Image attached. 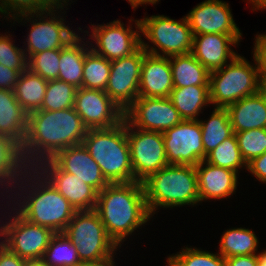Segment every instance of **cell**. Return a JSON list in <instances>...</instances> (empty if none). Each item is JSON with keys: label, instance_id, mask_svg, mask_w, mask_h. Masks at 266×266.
Listing matches in <instances>:
<instances>
[{"label": "cell", "instance_id": "6da1fadb", "mask_svg": "<svg viewBox=\"0 0 266 266\" xmlns=\"http://www.w3.org/2000/svg\"><path fill=\"white\" fill-rule=\"evenodd\" d=\"M87 128L74 107L28 114V127L21 154L28 167L52 159L65 148L82 144Z\"/></svg>", "mask_w": 266, "mask_h": 266}, {"label": "cell", "instance_id": "7a4b0ae2", "mask_svg": "<svg viewBox=\"0 0 266 266\" xmlns=\"http://www.w3.org/2000/svg\"><path fill=\"white\" fill-rule=\"evenodd\" d=\"M95 211L109 237L119 247L151 217L143 184L137 181L108 184L98 193Z\"/></svg>", "mask_w": 266, "mask_h": 266}, {"label": "cell", "instance_id": "3957f363", "mask_svg": "<svg viewBox=\"0 0 266 266\" xmlns=\"http://www.w3.org/2000/svg\"><path fill=\"white\" fill-rule=\"evenodd\" d=\"M22 177L16 183L18 187L16 186L14 188H19L17 190L21 191V195L19 194V192L15 195L16 198L17 195L18 197L21 196L19 197L21 199L23 197L24 198L22 199V202L18 199H16L17 202L15 200H12V203L14 202V204L19 205H17L19 209L12 207V211L16 210V212L21 217L32 224L47 227L54 233H63V231L73 218L76 210L69 203V201L56 190L51 182L43 174H41V171H39L38 168L28 167ZM26 182H28V184ZM23 183H25L26 185ZM24 194L27 196H25Z\"/></svg>", "mask_w": 266, "mask_h": 266}, {"label": "cell", "instance_id": "277c9868", "mask_svg": "<svg viewBox=\"0 0 266 266\" xmlns=\"http://www.w3.org/2000/svg\"><path fill=\"white\" fill-rule=\"evenodd\" d=\"M83 145L110 184L134 182L125 119L111 128L88 129Z\"/></svg>", "mask_w": 266, "mask_h": 266}, {"label": "cell", "instance_id": "5b68a950", "mask_svg": "<svg viewBox=\"0 0 266 266\" xmlns=\"http://www.w3.org/2000/svg\"><path fill=\"white\" fill-rule=\"evenodd\" d=\"M147 208H173L200 202L195 166L169 164L142 182Z\"/></svg>", "mask_w": 266, "mask_h": 266}, {"label": "cell", "instance_id": "8992f818", "mask_svg": "<svg viewBox=\"0 0 266 266\" xmlns=\"http://www.w3.org/2000/svg\"><path fill=\"white\" fill-rule=\"evenodd\" d=\"M263 89L257 65H251L239 54L229 64L209 75L210 104L226 108L238 100Z\"/></svg>", "mask_w": 266, "mask_h": 266}, {"label": "cell", "instance_id": "52a82bcc", "mask_svg": "<svg viewBox=\"0 0 266 266\" xmlns=\"http://www.w3.org/2000/svg\"><path fill=\"white\" fill-rule=\"evenodd\" d=\"M63 234L77 247L81 263L105 260L118 248L95 210L76 211Z\"/></svg>", "mask_w": 266, "mask_h": 266}, {"label": "cell", "instance_id": "ba28073f", "mask_svg": "<svg viewBox=\"0 0 266 266\" xmlns=\"http://www.w3.org/2000/svg\"><path fill=\"white\" fill-rule=\"evenodd\" d=\"M140 24L145 39L154 44L150 48L148 43L141 40V46L147 53L164 57L191 53L194 35L186 16L180 21L164 15L147 16L140 20Z\"/></svg>", "mask_w": 266, "mask_h": 266}, {"label": "cell", "instance_id": "9c48e42d", "mask_svg": "<svg viewBox=\"0 0 266 266\" xmlns=\"http://www.w3.org/2000/svg\"><path fill=\"white\" fill-rule=\"evenodd\" d=\"M5 224L0 225L1 243L25 260L42 259L55 234L51 229L32 224L17 212ZM2 226V227H1Z\"/></svg>", "mask_w": 266, "mask_h": 266}, {"label": "cell", "instance_id": "30bf717a", "mask_svg": "<svg viewBox=\"0 0 266 266\" xmlns=\"http://www.w3.org/2000/svg\"><path fill=\"white\" fill-rule=\"evenodd\" d=\"M126 133L134 181L142 183L151 174L169 165L161 132L136 130L126 122Z\"/></svg>", "mask_w": 266, "mask_h": 266}, {"label": "cell", "instance_id": "8fae6325", "mask_svg": "<svg viewBox=\"0 0 266 266\" xmlns=\"http://www.w3.org/2000/svg\"><path fill=\"white\" fill-rule=\"evenodd\" d=\"M147 52L140 46L134 53L111 61L105 93L125 112L139 97L142 60Z\"/></svg>", "mask_w": 266, "mask_h": 266}, {"label": "cell", "instance_id": "7c38bea8", "mask_svg": "<svg viewBox=\"0 0 266 266\" xmlns=\"http://www.w3.org/2000/svg\"><path fill=\"white\" fill-rule=\"evenodd\" d=\"M162 136L168 164L196 166L204 160L199 120H182Z\"/></svg>", "mask_w": 266, "mask_h": 266}, {"label": "cell", "instance_id": "4fadbf2b", "mask_svg": "<svg viewBox=\"0 0 266 266\" xmlns=\"http://www.w3.org/2000/svg\"><path fill=\"white\" fill-rule=\"evenodd\" d=\"M124 119L135 128L161 133L183 120L169 97H138L124 112Z\"/></svg>", "mask_w": 266, "mask_h": 266}, {"label": "cell", "instance_id": "5bb4252c", "mask_svg": "<svg viewBox=\"0 0 266 266\" xmlns=\"http://www.w3.org/2000/svg\"><path fill=\"white\" fill-rule=\"evenodd\" d=\"M135 21L136 29L138 28L139 31L132 30V26L125 28L119 20H114L106 25H92V35L89 34V36L97 45L88 48L110 61L131 55L141 46L142 40L140 20Z\"/></svg>", "mask_w": 266, "mask_h": 266}, {"label": "cell", "instance_id": "9a60e30c", "mask_svg": "<svg viewBox=\"0 0 266 266\" xmlns=\"http://www.w3.org/2000/svg\"><path fill=\"white\" fill-rule=\"evenodd\" d=\"M74 109L87 129L111 128L124 120V111L102 90L77 88Z\"/></svg>", "mask_w": 266, "mask_h": 266}, {"label": "cell", "instance_id": "2e32d148", "mask_svg": "<svg viewBox=\"0 0 266 266\" xmlns=\"http://www.w3.org/2000/svg\"><path fill=\"white\" fill-rule=\"evenodd\" d=\"M54 11L56 12L57 10L49 9L35 13L36 18L39 19L41 17L42 19L40 18L39 21L34 19L36 21L33 20V24H31L32 26L26 39V42H28L27 48L24 49L27 59L31 55L45 50L61 49L77 36L70 27L64 24L63 17L61 18L60 16L59 19L55 16L56 13ZM44 14L46 15L45 17L43 16Z\"/></svg>", "mask_w": 266, "mask_h": 266}, {"label": "cell", "instance_id": "e0dca14e", "mask_svg": "<svg viewBox=\"0 0 266 266\" xmlns=\"http://www.w3.org/2000/svg\"><path fill=\"white\" fill-rule=\"evenodd\" d=\"M193 35L225 34L242 36L231 14L228 3L206 0L186 15Z\"/></svg>", "mask_w": 266, "mask_h": 266}, {"label": "cell", "instance_id": "ac0fdd59", "mask_svg": "<svg viewBox=\"0 0 266 266\" xmlns=\"http://www.w3.org/2000/svg\"><path fill=\"white\" fill-rule=\"evenodd\" d=\"M36 168L56 190L69 201L76 211L95 210L98 192L73 174L62 171L51 159Z\"/></svg>", "mask_w": 266, "mask_h": 266}, {"label": "cell", "instance_id": "d6986e66", "mask_svg": "<svg viewBox=\"0 0 266 266\" xmlns=\"http://www.w3.org/2000/svg\"><path fill=\"white\" fill-rule=\"evenodd\" d=\"M51 160L62 171L75 175L98 193L110 184L83 143L59 151Z\"/></svg>", "mask_w": 266, "mask_h": 266}, {"label": "cell", "instance_id": "ffe728a7", "mask_svg": "<svg viewBox=\"0 0 266 266\" xmlns=\"http://www.w3.org/2000/svg\"><path fill=\"white\" fill-rule=\"evenodd\" d=\"M240 38L225 34L194 35L191 54L211 73L238 55L231 49V45H237Z\"/></svg>", "mask_w": 266, "mask_h": 266}, {"label": "cell", "instance_id": "44dd1931", "mask_svg": "<svg viewBox=\"0 0 266 266\" xmlns=\"http://www.w3.org/2000/svg\"><path fill=\"white\" fill-rule=\"evenodd\" d=\"M173 88L169 57L146 53L141 66L139 97L166 98Z\"/></svg>", "mask_w": 266, "mask_h": 266}, {"label": "cell", "instance_id": "7402d4cb", "mask_svg": "<svg viewBox=\"0 0 266 266\" xmlns=\"http://www.w3.org/2000/svg\"><path fill=\"white\" fill-rule=\"evenodd\" d=\"M205 165V166H204ZM200 202L230 197L236 192L237 172L212 165L205 160L195 166Z\"/></svg>", "mask_w": 266, "mask_h": 266}, {"label": "cell", "instance_id": "603a6c76", "mask_svg": "<svg viewBox=\"0 0 266 266\" xmlns=\"http://www.w3.org/2000/svg\"><path fill=\"white\" fill-rule=\"evenodd\" d=\"M234 133L266 128V91L244 97L226 107Z\"/></svg>", "mask_w": 266, "mask_h": 266}, {"label": "cell", "instance_id": "cb8c5ba5", "mask_svg": "<svg viewBox=\"0 0 266 266\" xmlns=\"http://www.w3.org/2000/svg\"><path fill=\"white\" fill-rule=\"evenodd\" d=\"M28 127V113L17 101L14 91L0 89V133L10 136L20 146Z\"/></svg>", "mask_w": 266, "mask_h": 266}, {"label": "cell", "instance_id": "d4e9b609", "mask_svg": "<svg viewBox=\"0 0 266 266\" xmlns=\"http://www.w3.org/2000/svg\"><path fill=\"white\" fill-rule=\"evenodd\" d=\"M81 39L82 38L77 34L73 40L60 49L59 74L57 80L72 84L76 88H81L82 86L84 60L86 53L89 51L85 45L86 43ZM82 42L84 44H81Z\"/></svg>", "mask_w": 266, "mask_h": 266}, {"label": "cell", "instance_id": "484cf974", "mask_svg": "<svg viewBox=\"0 0 266 266\" xmlns=\"http://www.w3.org/2000/svg\"><path fill=\"white\" fill-rule=\"evenodd\" d=\"M27 168L22 158L21 146L10 136L0 133V186H8L6 190L11 187L12 192V187L16 186L14 184Z\"/></svg>", "mask_w": 266, "mask_h": 266}, {"label": "cell", "instance_id": "4316f807", "mask_svg": "<svg viewBox=\"0 0 266 266\" xmlns=\"http://www.w3.org/2000/svg\"><path fill=\"white\" fill-rule=\"evenodd\" d=\"M174 88L209 86L210 72L191 54L169 57Z\"/></svg>", "mask_w": 266, "mask_h": 266}, {"label": "cell", "instance_id": "83f0119b", "mask_svg": "<svg viewBox=\"0 0 266 266\" xmlns=\"http://www.w3.org/2000/svg\"><path fill=\"white\" fill-rule=\"evenodd\" d=\"M47 83L48 80L31 72L28 68L20 73L14 88V94L17 101L28 114L41 108Z\"/></svg>", "mask_w": 266, "mask_h": 266}, {"label": "cell", "instance_id": "f1b7e54d", "mask_svg": "<svg viewBox=\"0 0 266 266\" xmlns=\"http://www.w3.org/2000/svg\"><path fill=\"white\" fill-rule=\"evenodd\" d=\"M169 98L183 120H199L202 108L210 104L209 86L173 88Z\"/></svg>", "mask_w": 266, "mask_h": 266}, {"label": "cell", "instance_id": "f546056e", "mask_svg": "<svg viewBox=\"0 0 266 266\" xmlns=\"http://www.w3.org/2000/svg\"><path fill=\"white\" fill-rule=\"evenodd\" d=\"M204 147V160L206 155L214 150L225 139L234 134L226 108L215 107L210 118L199 120Z\"/></svg>", "mask_w": 266, "mask_h": 266}, {"label": "cell", "instance_id": "4dcf8cb0", "mask_svg": "<svg viewBox=\"0 0 266 266\" xmlns=\"http://www.w3.org/2000/svg\"><path fill=\"white\" fill-rule=\"evenodd\" d=\"M258 244V238L252 230L242 227L229 229L224 232L220 240L219 254L224 258L258 255L256 253Z\"/></svg>", "mask_w": 266, "mask_h": 266}, {"label": "cell", "instance_id": "1f68e13d", "mask_svg": "<svg viewBox=\"0 0 266 266\" xmlns=\"http://www.w3.org/2000/svg\"><path fill=\"white\" fill-rule=\"evenodd\" d=\"M48 266H82L77 247L63 233H55L42 258Z\"/></svg>", "mask_w": 266, "mask_h": 266}, {"label": "cell", "instance_id": "d6a6232c", "mask_svg": "<svg viewBox=\"0 0 266 266\" xmlns=\"http://www.w3.org/2000/svg\"><path fill=\"white\" fill-rule=\"evenodd\" d=\"M111 71V61L94 53H86L83 66L82 88L105 91Z\"/></svg>", "mask_w": 266, "mask_h": 266}, {"label": "cell", "instance_id": "836d02e7", "mask_svg": "<svg viewBox=\"0 0 266 266\" xmlns=\"http://www.w3.org/2000/svg\"><path fill=\"white\" fill-rule=\"evenodd\" d=\"M205 161L223 168L231 169L238 173V169L246 167L242 158L235 134L225 139L214 150L206 155Z\"/></svg>", "mask_w": 266, "mask_h": 266}, {"label": "cell", "instance_id": "e575fe53", "mask_svg": "<svg viewBox=\"0 0 266 266\" xmlns=\"http://www.w3.org/2000/svg\"><path fill=\"white\" fill-rule=\"evenodd\" d=\"M77 88L60 80H48L44 101L39 110L58 111L74 107Z\"/></svg>", "mask_w": 266, "mask_h": 266}, {"label": "cell", "instance_id": "d590c367", "mask_svg": "<svg viewBox=\"0 0 266 266\" xmlns=\"http://www.w3.org/2000/svg\"><path fill=\"white\" fill-rule=\"evenodd\" d=\"M178 253L168 257L167 266H226L225 258L219 253L188 247Z\"/></svg>", "mask_w": 266, "mask_h": 266}, {"label": "cell", "instance_id": "8d00e7d4", "mask_svg": "<svg viewBox=\"0 0 266 266\" xmlns=\"http://www.w3.org/2000/svg\"><path fill=\"white\" fill-rule=\"evenodd\" d=\"M234 134L246 164L266 152V128L251 129Z\"/></svg>", "mask_w": 266, "mask_h": 266}, {"label": "cell", "instance_id": "74e56055", "mask_svg": "<svg viewBox=\"0 0 266 266\" xmlns=\"http://www.w3.org/2000/svg\"><path fill=\"white\" fill-rule=\"evenodd\" d=\"M60 49L45 50L28 58L27 68L46 80L58 79Z\"/></svg>", "mask_w": 266, "mask_h": 266}, {"label": "cell", "instance_id": "f35d334b", "mask_svg": "<svg viewBox=\"0 0 266 266\" xmlns=\"http://www.w3.org/2000/svg\"><path fill=\"white\" fill-rule=\"evenodd\" d=\"M9 37L7 34L0 36V64L22 73L27 69L28 59L24 49L15 46Z\"/></svg>", "mask_w": 266, "mask_h": 266}, {"label": "cell", "instance_id": "ab89813d", "mask_svg": "<svg viewBox=\"0 0 266 266\" xmlns=\"http://www.w3.org/2000/svg\"><path fill=\"white\" fill-rule=\"evenodd\" d=\"M0 1H1L0 13L12 17V19H15L14 22L18 19L21 20L20 22H22L23 19L28 20L29 22L30 19L31 23L32 22L31 18L35 17L34 16L35 13L46 10L37 0H0ZM12 12L13 14H10Z\"/></svg>", "mask_w": 266, "mask_h": 266}, {"label": "cell", "instance_id": "60d3db41", "mask_svg": "<svg viewBox=\"0 0 266 266\" xmlns=\"http://www.w3.org/2000/svg\"><path fill=\"white\" fill-rule=\"evenodd\" d=\"M253 58L261 80L266 81V34L256 35Z\"/></svg>", "mask_w": 266, "mask_h": 266}, {"label": "cell", "instance_id": "b9f144b4", "mask_svg": "<svg viewBox=\"0 0 266 266\" xmlns=\"http://www.w3.org/2000/svg\"><path fill=\"white\" fill-rule=\"evenodd\" d=\"M20 73L0 64V89L14 91Z\"/></svg>", "mask_w": 266, "mask_h": 266}, {"label": "cell", "instance_id": "7bdbcfd3", "mask_svg": "<svg viewBox=\"0 0 266 266\" xmlns=\"http://www.w3.org/2000/svg\"><path fill=\"white\" fill-rule=\"evenodd\" d=\"M246 169L260 182L266 183V152L249 162Z\"/></svg>", "mask_w": 266, "mask_h": 266}, {"label": "cell", "instance_id": "ee69618b", "mask_svg": "<svg viewBox=\"0 0 266 266\" xmlns=\"http://www.w3.org/2000/svg\"><path fill=\"white\" fill-rule=\"evenodd\" d=\"M25 261L0 242V266H25Z\"/></svg>", "mask_w": 266, "mask_h": 266}, {"label": "cell", "instance_id": "f6af8a7d", "mask_svg": "<svg viewBox=\"0 0 266 266\" xmlns=\"http://www.w3.org/2000/svg\"><path fill=\"white\" fill-rule=\"evenodd\" d=\"M226 266H257L258 255L233 256L225 258Z\"/></svg>", "mask_w": 266, "mask_h": 266}, {"label": "cell", "instance_id": "bcb514c9", "mask_svg": "<svg viewBox=\"0 0 266 266\" xmlns=\"http://www.w3.org/2000/svg\"><path fill=\"white\" fill-rule=\"evenodd\" d=\"M46 10L63 9L64 6L68 5L69 0H37ZM63 2V3H62Z\"/></svg>", "mask_w": 266, "mask_h": 266}, {"label": "cell", "instance_id": "7dc6e473", "mask_svg": "<svg viewBox=\"0 0 266 266\" xmlns=\"http://www.w3.org/2000/svg\"><path fill=\"white\" fill-rule=\"evenodd\" d=\"M114 255L105 259V260H102V261H99V262H92V263H82V266H115V262L113 261L114 260Z\"/></svg>", "mask_w": 266, "mask_h": 266}, {"label": "cell", "instance_id": "c3c4849f", "mask_svg": "<svg viewBox=\"0 0 266 266\" xmlns=\"http://www.w3.org/2000/svg\"><path fill=\"white\" fill-rule=\"evenodd\" d=\"M160 0H128V2L132 5V8L136 9V7H138L139 5H143V4H156L157 2H159Z\"/></svg>", "mask_w": 266, "mask_h": 266}, {"label": "cell", "instance_id": "681fc988", "mask_svg": "<svg viewBox=\"0 0 266 266\" xmlns=\"http://www.w3.org/2000/svg\"><path fill=\"white\" fill-rule=\"evenodd\" d=\"M252 3L253 10L266 9V0H249Z\"/></svg>", "mask_w": 266, "mask_h": 266}, {"label": "cell", "instance_id": "f907efd6", "mask_svg": "<svg viewBox=\"0 0 266 266\" xmlns=\"http://www.w3.org/2000/svg\"><path fill=\"white\" fill-rule=\"evenodd\" d=\"M25 266H48L42 259L38 260H26Z\"/></svg>", "mask_w": 266, "mask_h": 266}, {"label": "cell", "instance_id": "816d5d0a", "mask_svg": "<svg viewBox=\"0 0 266 266\" xmlns=\"http://www.w3.org/2000/svg\"><path fill=\"white\" fill-rule=\"evenodd\" d=\"M257 266H266V250L258 254Z\"/></svg>", "mask_w": 266, "mask_h": 266}, {"label": "cell", "instance_id": "f5cc1de1", "mask_svg": "<svg viewBox=\"0 0 266 266\" xmlns=\"http://www.w3.org/2000/svg\"><path fill=\"white\" fill-rule=\"evenodd\" d=\"M263 89L266 91V81L263 82Z\"/></svg>", "mask_w": 266, "mask_h": 266}]
</instances>
